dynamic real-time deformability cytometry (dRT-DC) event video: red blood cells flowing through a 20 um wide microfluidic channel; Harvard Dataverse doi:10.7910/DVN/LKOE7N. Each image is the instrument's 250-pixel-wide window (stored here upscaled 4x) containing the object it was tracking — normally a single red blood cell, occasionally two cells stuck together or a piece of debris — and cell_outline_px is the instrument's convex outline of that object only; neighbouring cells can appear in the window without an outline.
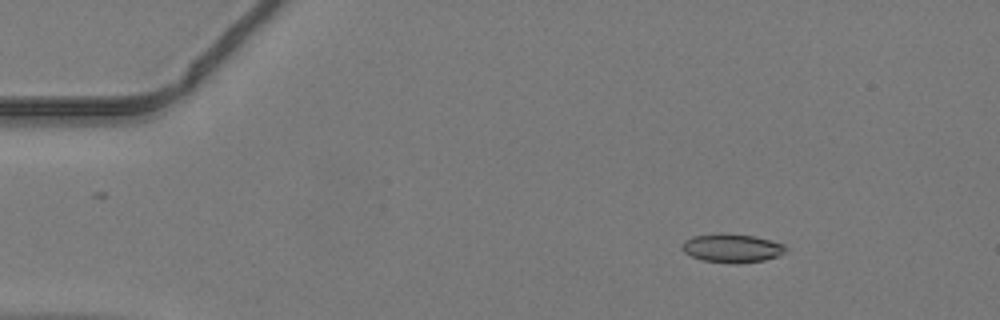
{"species": "common noctule bat (a hibernating species)", "species_latin": "Nyctalus noctula", "temperature_condition": "warm", "stored_images_in_passage": 42, "camera_frame_rate_fps": 3000, "um_per_image_px": 0.085, "animal": {"sex": "male", "body_mass_g": 19.2, "forearm_length_mm": 51.8}, "frame": {"image": 1, "passage_image": 1, "time_ms": 0.0, "image_size_px": [1000, 320], "cell_outline_px": [[788, 248], [784, 252], [776, 256], [764, 260], [740, 264], [736, 264], [704, 260], [692, 256], [684, 252], [680, 248], [684, 240], [692, 236], [720, 232], [752, 236], [784, 244]], "centroid_in_image_um": [62.18, 21.08], "position_along_channel_um": 22.8, "area_um2": 17.34}}
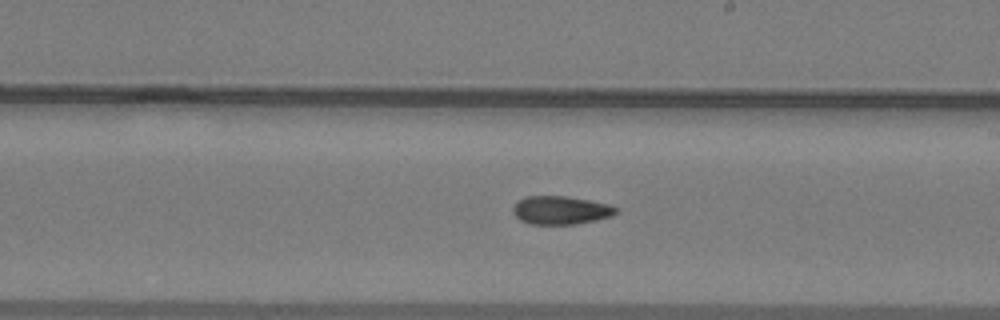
{"frame": {"image": 2, "passage_image": 22, "time_ms": 7.0, "image_size_px": [1000, 320], "cell_outline_px": [[616, 212], [612, 216], [596, 220], [576, 224], [532, 224], [520, 220], [512, 212], [512, 208], [524, 196], [568, 196], [608, 204], [616, 208]], "centroid_in_image_um": [47.64, 17.87], "position_along_channel_um": 241.4, "area_um2": 16.88}}
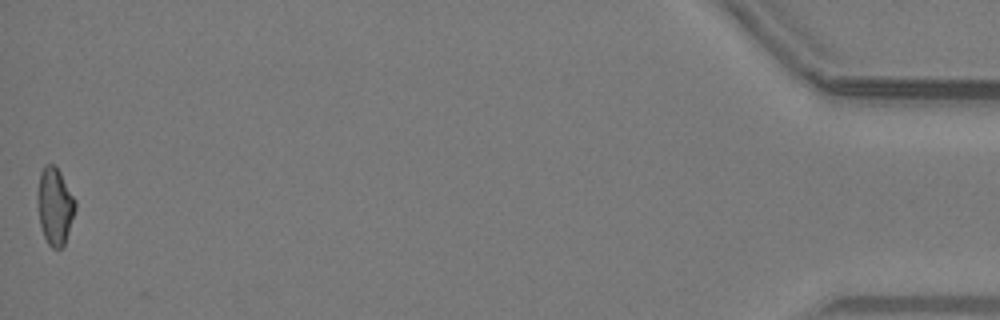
{"frame": {"image": 3, "passage_image": 42, "time_ms": 13.667, "image_size_px": [1000, 320], "cell_outline_px": [[76, 208], [64, 244], [60, 248], [52, 248], [48, 244], [44, 236], [40, 224], [36, 204], [36, 192], [40, 172], [44, 164], [52, 164], [60, 172], [76, 200]], "centroid_in_image_um": [4.63, 17.49], "position_along_channel_um": 430.6, "area_um2": 17.11}}